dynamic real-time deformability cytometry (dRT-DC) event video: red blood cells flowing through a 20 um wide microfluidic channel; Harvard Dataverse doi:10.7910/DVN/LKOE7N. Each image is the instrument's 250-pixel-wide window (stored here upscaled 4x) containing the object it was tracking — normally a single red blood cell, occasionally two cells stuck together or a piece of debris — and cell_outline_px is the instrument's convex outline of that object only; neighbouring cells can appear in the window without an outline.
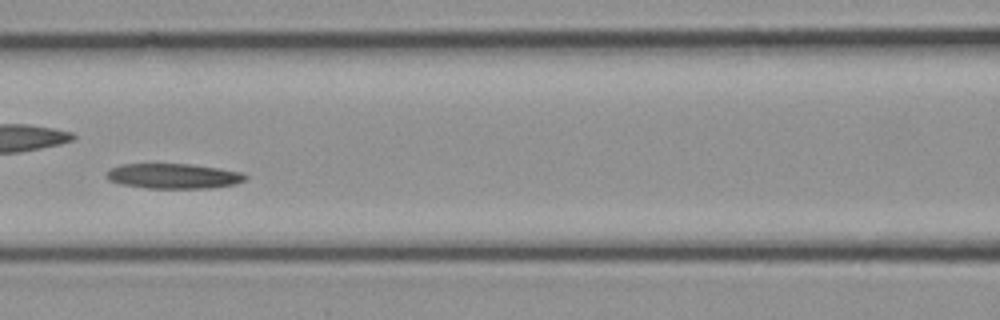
{"species": "common noctule bat (a hibernating species)", "species_latin": "Nyctalus noctula", "temperature_condition": "cold", "stored_images_in_passage": 27, "camera_frame_rate_fps": 3000, "um_per_image_px": 0.085, "animal": {"sex": "female", "body_mass_g": 21.9}, "frame": {"image": 1, "passage_image": 8, "time_ms": 2.333, "image_size_px": [1000, 320], "cell_outline_px": [[248, 176], [244, 180], [236, 184], [208, 188], [148, 188], [120, 184], [108, 180], [104, 176], [104, 172], [108, 168], [120, 164], [188, 164], [244, 172]], "centroid_in_image_um": [14.68, 14.96], "position_along_channel_um": 151.9, "area_um2": 20.46}}
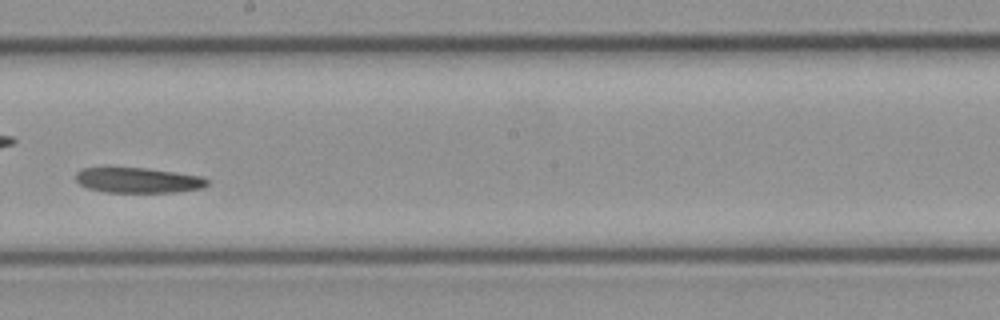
{"frame": {"image": 2, "passage_image": 12, "time_ms": 3.667, "image_size_px": [1000, 320], "cell_outline_px": [[208, 184], [204, 188], [176, 192], [104, 192], [88, 188], [80, 184], [76, 180], [76, 172], [84, 168], [108, 164], [148, 168], [200, 176], [208, 180]], "centroid_in_image_um": [11.65, 15.27], "position_along_channel_um": 236.5, "area_um2": 20.17}}
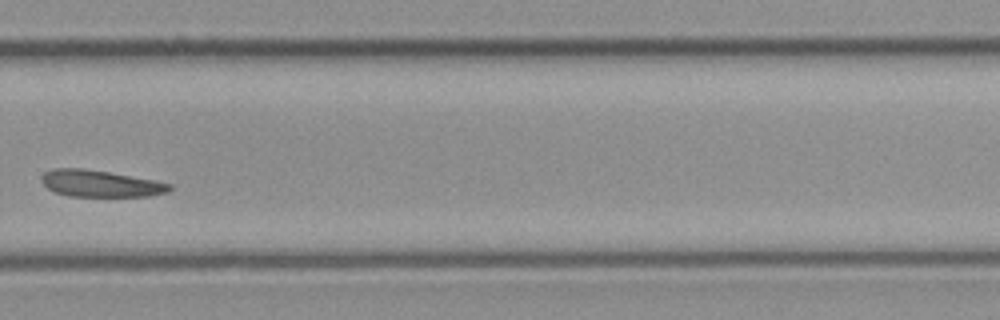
{"frame": {"image": 3, "passage_image": 16, "time_ms": 5.0, "image_size_px": [1000, 320], "cell_outline_px": [[172, 188], [168, 192], [152, 196], [68, 196], [56, 192], [48, 188], [40, 180], [40, 176], [44, 172], [52, 168], [84, 168], [156, 180], [172, 184]], "centroid_in_image_um": [8.54, 15.6], "position_along_channel_um": 321.3, "area_um2": 20.06}}